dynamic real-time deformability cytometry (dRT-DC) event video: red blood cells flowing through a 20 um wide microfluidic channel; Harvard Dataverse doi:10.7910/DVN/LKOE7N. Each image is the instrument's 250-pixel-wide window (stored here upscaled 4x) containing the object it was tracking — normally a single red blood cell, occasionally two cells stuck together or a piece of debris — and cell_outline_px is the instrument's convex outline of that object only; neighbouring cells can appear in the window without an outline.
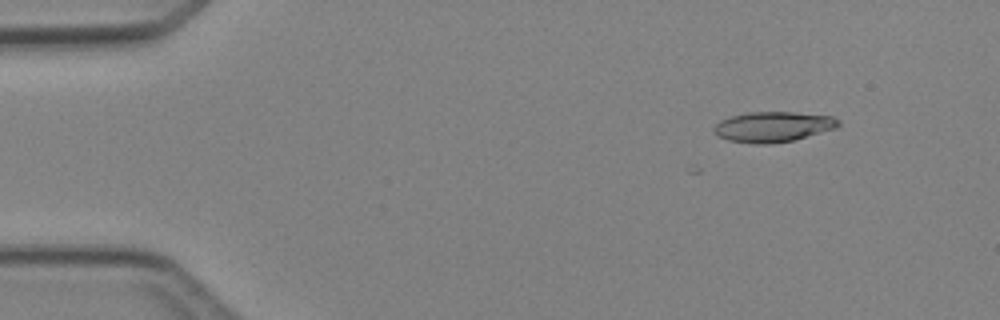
{"species": "Egyptian fruit bat (a non-hibernating species)", "species_latin": "Rousettus aegyptiacus", "temperature_condition": "cold", "stored_images_in_passage": 4, "camera_frame_rate_fps": 3000, "um_per_image_px": 0.085, "animal": {"sex": "female"}, "frame": {"image": 1, "passage_image": 2, "time_ms": 1.0, "image_size_px": [1000, 320], "cell_outline_px": [[840, 124], [836, 128], [792, 140], [768, 144], [756, 144], [728, 140], [716, 136], [712, 132], [712, 128], [720, 120], [732, 116], [748, 112], [796, 112], [832, 116], [840, 120]], "centroid_in_image_um": [65.67, 10.77], "position_along_channel_um": 19.3, "area_um2": 22.02}}